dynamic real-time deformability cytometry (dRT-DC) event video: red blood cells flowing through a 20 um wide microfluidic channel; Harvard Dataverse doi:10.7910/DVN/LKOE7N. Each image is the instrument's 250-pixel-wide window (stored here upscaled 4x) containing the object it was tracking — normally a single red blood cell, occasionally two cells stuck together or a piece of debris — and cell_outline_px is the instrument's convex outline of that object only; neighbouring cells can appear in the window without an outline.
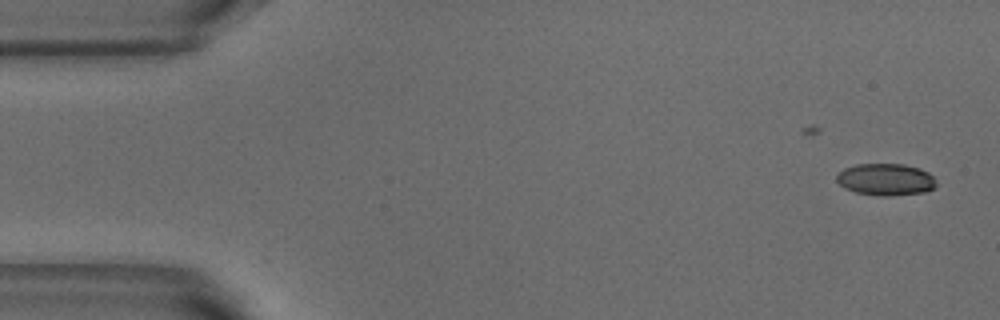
{"species": "common noctule bat (a hibernating species)", "species_latin": "Nyctalus noctula", "temperature_condition": "warm", "stored_images_in_passage": 6, "camera_frame_rate_fps": 3000, "um_per_image_px": 0.085, "animal": {"sex": "male", "body_mass_g": 18.8}, "frame": {"image": 1, "passage_image": 2, "time_ms": 0.333, "image_size_px": [1000, 320], "cell_outline_px": [[936, 188], [924, 192], [888, 196], [880, 196], [856, 192], [844, 188], [836, 180], [836, 176], [844, 168], [856, 164], [904, 164], [920, 168], [928, 172], [936, 180]], "centroid_in_image_um": [75.3, 15.25], "position_along_channel_um": 9.7, "area_um2": 18.61}}
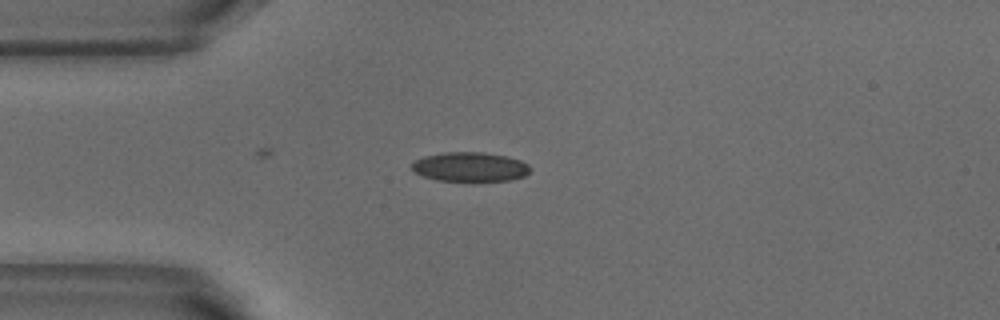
{"frame": {"image": 2, "passage_image": 5, "time_ms": 1.333, "image_size_px": [1000, 320], "cell_outline_px": [[532, 168], [524, 176], [512, 180], [472, 184], [436, 180], [424, 176], [416, 172], [412, 168], [412, 164], [416, 160], [424, 156], [444, 152], [484, 152], [504, 156], [520, 160], [528, 164]], "centroid_in_image_um": [39.99, 14.23], "position_along_channel_um": 45.0, "area_um2": 21.04}}